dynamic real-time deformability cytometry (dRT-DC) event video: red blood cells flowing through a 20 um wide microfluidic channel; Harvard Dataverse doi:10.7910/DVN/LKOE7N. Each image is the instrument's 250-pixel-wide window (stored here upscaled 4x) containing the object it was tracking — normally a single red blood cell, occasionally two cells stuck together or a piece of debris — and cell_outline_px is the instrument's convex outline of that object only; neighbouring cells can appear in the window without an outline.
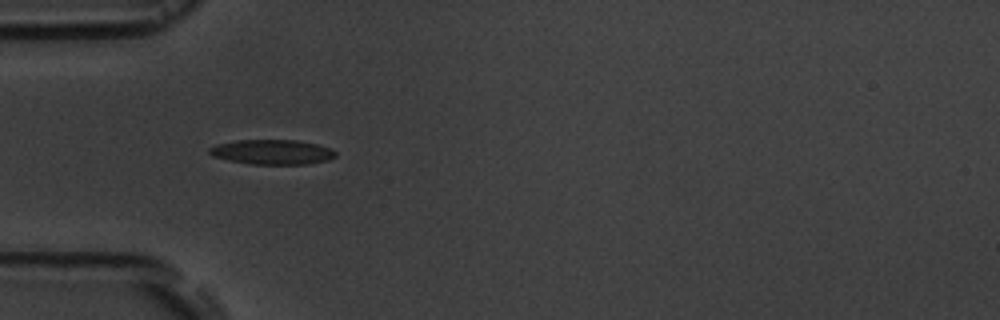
{"species": "common noctule bat (a hibernating species)", "species_latin": "Nyctalus noctula", "temperature_condition": "room temperature", "stored_images_in_passage": 5, "camera_frame_rate_fps": 3000, "um_per_image_px": 0.085, "animal": {"sex": "male", "body_mass_g": 19.5, "forearm_length_mm": 54.6}, "frame": {"image": 1, "passage_image": 5, "time_ms": 4.333, "image_size_px": [1000, 320], "cell_outline_px": [[336, 156], [328, 160], [308, 164], [248, 164], [228, 160], [212, 156], [208, 152], [208, 148], [216, 144], [236, 140], [296, 140], [316, 144], [332, 148], [336, 152]], "centroid_in_image_um": [23.12, 12.92], "position_along_channel_um": 61.9, "area_um2": 18.38}}